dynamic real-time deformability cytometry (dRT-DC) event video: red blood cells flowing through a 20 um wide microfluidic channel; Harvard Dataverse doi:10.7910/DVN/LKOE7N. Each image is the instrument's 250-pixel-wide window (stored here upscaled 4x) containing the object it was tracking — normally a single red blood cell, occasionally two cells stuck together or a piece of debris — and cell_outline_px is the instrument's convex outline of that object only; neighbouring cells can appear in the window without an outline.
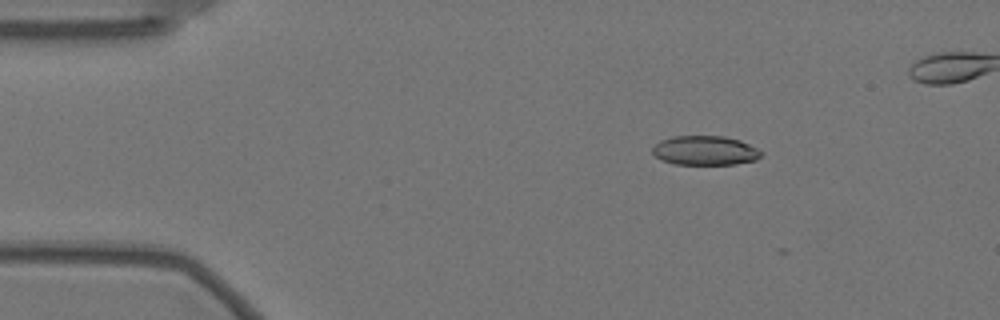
{"species": "Egyptian fruit bat (a non-hibernating species)", "species_latin": "Rousettus aegyptiacus", "temperature_condition": "warm", "stored_images_in_passage": 3, "camera_frame_rate_fps": 3000, "um_per_image_px": 0.085, "animal": {"sex": "female"}, "frame": {"image": 1, "passage_image": 1, "time_ms": 0.0, "image_size_px": [1000, 320], "cell_outline_px": [[764, 156], [756, 160], [736, 164], [676, 164], [660, 160], [652, 152], [652, 148], [660, 140], [672, 136], [724, 136], [740, 140], [764, 152]], "centroid_in_image_um": [59.95, 12.79], "position_along_channel_um": 25.0, "area_um2": 18.73}}